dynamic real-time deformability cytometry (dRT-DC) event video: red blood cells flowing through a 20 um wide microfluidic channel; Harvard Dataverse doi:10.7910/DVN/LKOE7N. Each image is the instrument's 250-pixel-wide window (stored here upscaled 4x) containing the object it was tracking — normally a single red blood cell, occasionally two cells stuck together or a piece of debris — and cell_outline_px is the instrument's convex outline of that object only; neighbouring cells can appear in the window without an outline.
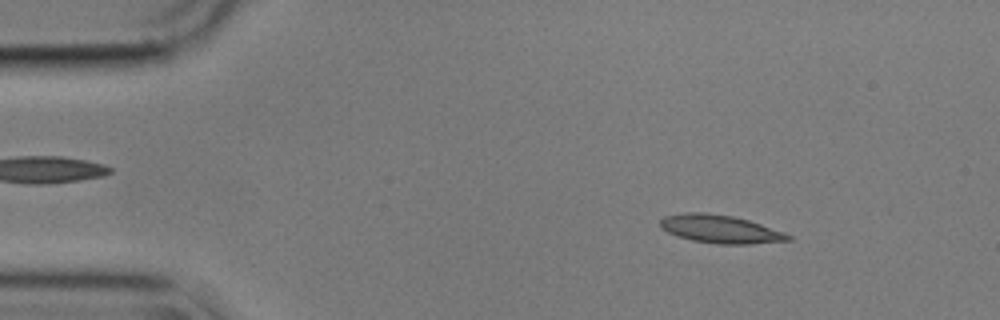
{"species": "common noctule bat (a hibernating species)", "species_latin": "Nyctalus noctula", "temperature_condition": "cold", "stored_images_in_passage": 31, "camera_frame_rate_fps": 3000, "um_per_image_px": 0.085, "animal": {"sex": "male", "body_mass_g": 17.9}, "frame": {"image": 1, "passage_image": 7, "time_ms": 2.0, "image_size_px": [1000, 320], "cell_outline_px": [[792, 240], [752, 244], [716, 244], [692, 240], [676, 236], [660, 228], [660, 220], [664, 216], [684, 212], [704, 212], [732, 216], [748, 220], [784, 232], [792, 236]], "centroid_in_image_um": [61.2, 19.47], "position_along_channel_um": 23.8, "area_um2": 21.04}}
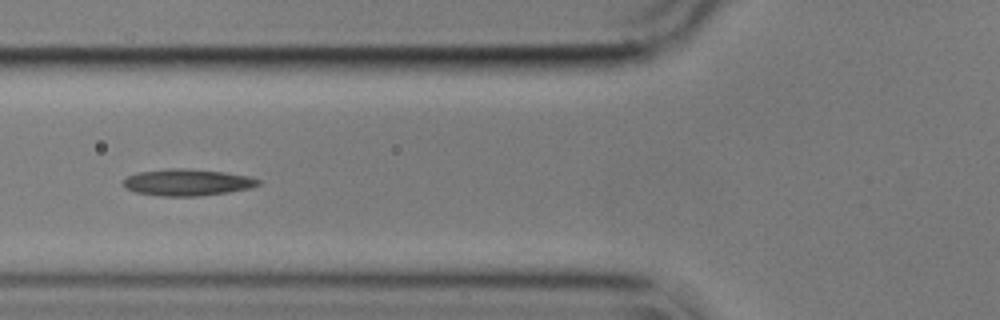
{"frame": {"image": 2, "passage_image": 20, "time_ms": 6.333, "image_size_px": [1000, 320], "cell_outline_px": [[260, 184], [252, 188], [228, 192], [200, 196], [160, 196], [136, 192], [124, 188], [124, 180], [128, 176], [136, 172], [168, 168], [184, 168], [224, 172], [248, 176], [260, 180]], "centroid_in_image_um": [15.91, 15.5], "position_along_channel_um": 109.9, "area_um2": 21.04}}
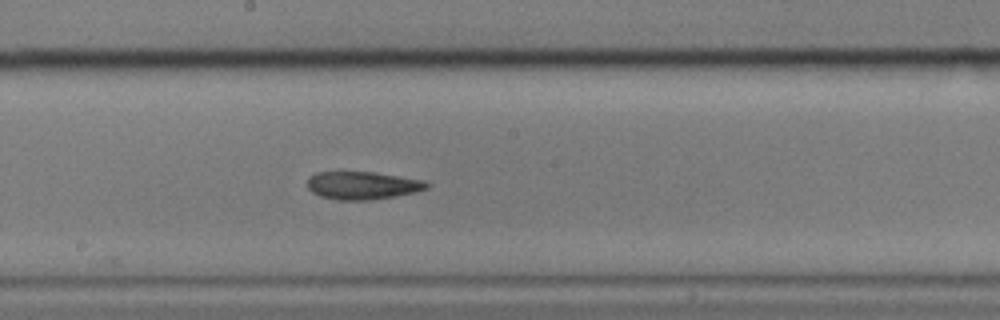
{"frame": {"image": 3, "passage_image": 29, "time_ms": 9.333, "image_size_px": [1000, 320], "cell_outline_px": [[432, 184], [428, 188], [416, 192], [396, 196], [368, 200], [336, 200], [320, 196], [312, 192], [308, 188], [308, 176], [316, 172], [372, 172], [424, 180]], "centroid_in_image_um": [30.82, 15.76], "position_along_channel_um": 217.4, "area_um2": 19.48}}